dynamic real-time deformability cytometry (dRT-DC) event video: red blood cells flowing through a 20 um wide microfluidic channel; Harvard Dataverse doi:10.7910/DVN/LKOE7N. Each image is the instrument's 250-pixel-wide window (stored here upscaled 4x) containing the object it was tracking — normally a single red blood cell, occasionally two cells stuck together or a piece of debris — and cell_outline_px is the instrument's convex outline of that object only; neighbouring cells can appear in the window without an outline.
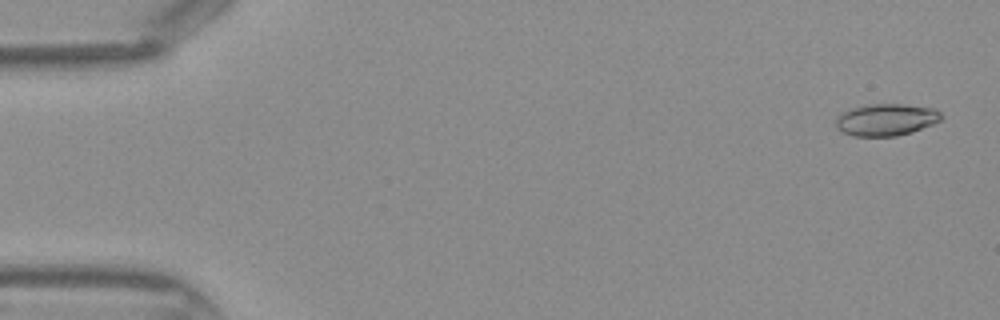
{"species": "Egyptian fruit bat (a non-hibernating species)", "species_latin": "Rousettus aegyptiacus", "temperature_condition": "warm", "stored_images_in_passage": 44, "camera_frame_rate_fps": 3000, "um_per_image_px": 0.085, "frame": {"image": 1, "passage_image": 2, "time_ms": 0.333, "image_size_px": [1000, 320], "cell_outline_px": [[944, 116], [940, 120], [932, 124], [912, 132], [896, 136], [852, 136], [836, 128], [836, 116], [840, 112], [852, 108], [868, 104], [904, 104], [932, 108], [940, 112]], "centroid_in_image_um": [75.29, 10.17], "position_along_channel_um": 9.7, "area_um2": 19.71}}
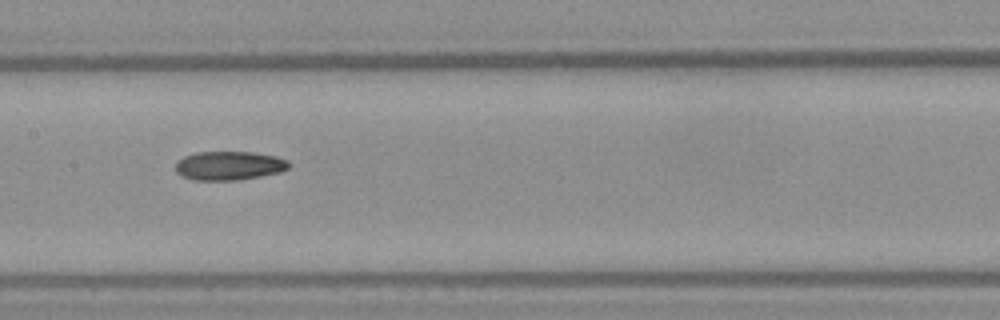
{"frame": {"image": 2, "passage_image": 22, "time_ms": 7.0, "image_size_px": [1000, 320], "cell_outline_px": [[292, 164], [288, 168], [280, 172], [260, 176], [236, 180], [192, 180], [180, 176], [176, 172], [176, 160], [184, 156], [196, 152], [252, 152], [276, 156], [288, 160]], "centroid_in_image_um": [19.46, 14.08], "position_along_channel_um": 187.9, "area_um2": 19.25}}
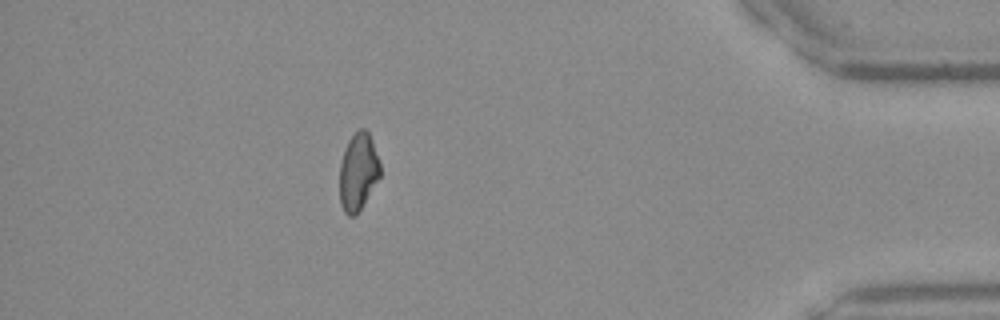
{"frame": {"image": 3, "passage_image": 39, "time_ms": 12.667, "image_size_px": [1000, 320], "cell_outline_px": [[380, 176], [360, 208], [352, 216], [348, 216], [344, 212], [340, 204], [340, 164], [348, 140], [360, 128], [364, 128], [368, 132], [372, 140], [380, 164]], "centroid_in_image_um": [30.43, 14.58], "position_along_channel_um": 404.8, "area_um2": 17.86}}